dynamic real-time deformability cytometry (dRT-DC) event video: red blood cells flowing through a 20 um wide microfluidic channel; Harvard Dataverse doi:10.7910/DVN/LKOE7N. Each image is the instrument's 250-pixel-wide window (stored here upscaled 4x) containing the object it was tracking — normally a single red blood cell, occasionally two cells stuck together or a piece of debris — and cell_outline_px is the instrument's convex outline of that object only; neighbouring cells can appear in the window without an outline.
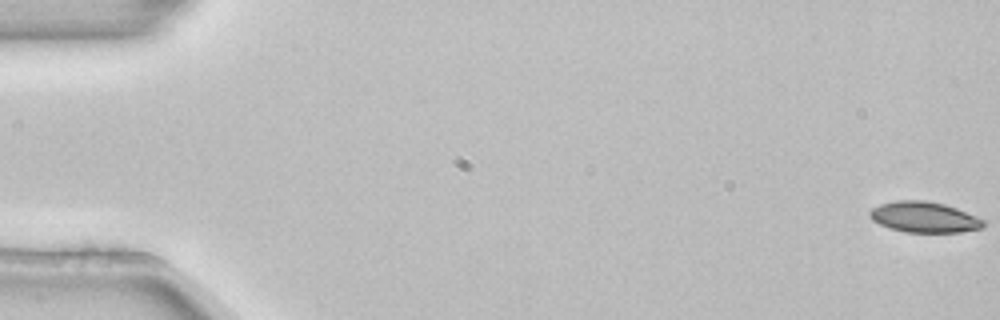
{"species": "common noctule bat (a hibernating species)", "species_latin": "Nyctalus noctula", "temperature_condition": "room temperature", "stored_images_in_passage": 4, "camera_frame_rate_fps": 3000, "um_per_image_px": 0.085, "animal": {"sex": "female", "body_mass_g": 22.7, "forearm_length_mm": 54.2}, "frame": {"image": 1, "passage_image": 1, "time_ms": 0.0, "image_size_px": [1000, 320], "cell_outline_px": [[984, 224], [980, 228], [960, 232], [904, 232], [888, 228], [872, 220], [868, 216], [868, 212], [872, 208], [880, 204], [896, 200], [924, 200], [944, 204], [956, 208], [984, 220]], "centroid_in_image_um": [78.49, 18.45], "position_along_channel_um": 6.5, "area_um2": 20.29}}
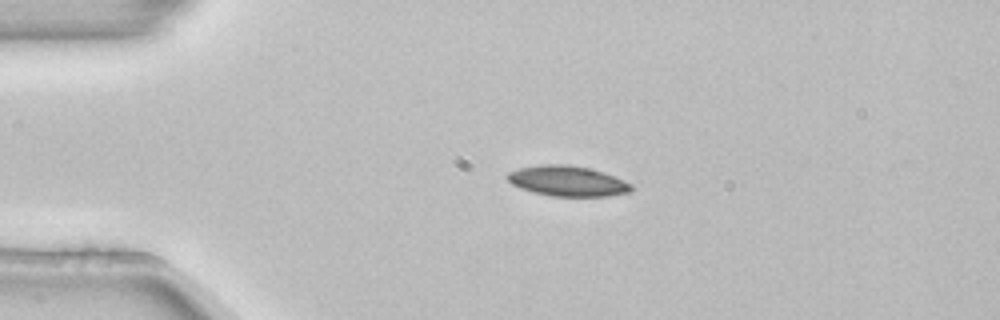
{"frame": {"image": 2, "passage_image": 4, "time_ms": 1.0, "image_size_px": [1000, 320], "cell_outline_px": [[632, 192], [608, 196], [552, 196], [532, 192], [520, 188], [512, 184], [508, 180], [508, 172], [520, 168], [544, 164], [568, 164], [588, 168], [604, 172], [624, 180], [632, 184]], "centroid_in_image_um": [48.27, 15.39], "position_along_channel_um": 36.7, "area_um2": 21.91}}